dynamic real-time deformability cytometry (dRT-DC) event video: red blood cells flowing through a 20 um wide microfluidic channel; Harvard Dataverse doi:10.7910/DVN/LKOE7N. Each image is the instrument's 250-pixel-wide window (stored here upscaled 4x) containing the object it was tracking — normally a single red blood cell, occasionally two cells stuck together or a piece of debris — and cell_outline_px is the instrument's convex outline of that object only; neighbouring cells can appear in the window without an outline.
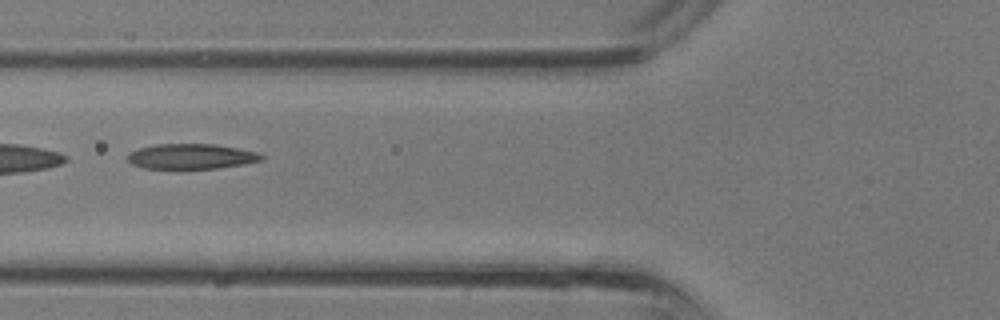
{"species": "common noctule bat (a hibernating species)", "species_latin": "Nyctalus noctula", "temperature_condition": "room temperature", "stored_images_in_passage": 16, "camera_frame_rate_fps": 3000, "um_per_image_px": 0.085, "animal": {"sex": "male", "body_mass_g": 13.3}, "frame": {"image": 1, "passage_image": 7, "time_ms": 2.0, "image_size_px": [1000, 320], "cell_outline_px": [[264, 160], [244, 164], [220, 168], [180, 172], [144, 168], [132, 164], [128, 160], [128, 152], [140, 148], [156, 144], [216, 144], [256, 152], [264, 156]], "centroid_in_image_um": [16.22, 13.35], "position_along_channel_um": 109.6, "area_um2": 20.63}}